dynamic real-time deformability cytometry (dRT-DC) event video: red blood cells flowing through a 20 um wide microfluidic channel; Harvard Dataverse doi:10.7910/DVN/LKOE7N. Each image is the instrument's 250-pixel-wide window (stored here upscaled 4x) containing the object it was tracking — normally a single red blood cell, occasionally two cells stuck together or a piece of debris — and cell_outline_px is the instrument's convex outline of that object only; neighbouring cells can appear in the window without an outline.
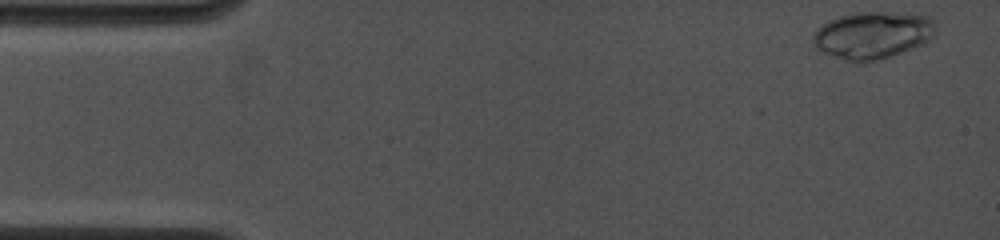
{"species": "common noctule bat (a hibernating species)", "species_latin": "Nyctalus noctula", "temperature_condition": "cold", "stored_images_in_passage": 21, "camera_frame_rate_fps": 4500, "um_per_image_px": 0.085, "animal": {"sex": "female", "body_mass_g": 19.0, "forearm_length_mm": 53.3}, "frame": {"image": 1, "passage_image": 1, "time_ms": 0.0, "image_size_px": [1000, 240], "cell_outline_px": [[936, 36], [924, 44], [876, 60], [844, 60], [824, 52], [816, 48], [812, 44], [812, 32], [828, 20], [840, 16], [856, 12], [896, 12], [932, 16], [936, 20]], "centroid_in_image_um": [74.22, 2.94], "position_along_channel_um": 10.8, "area_um2": 33.87}}
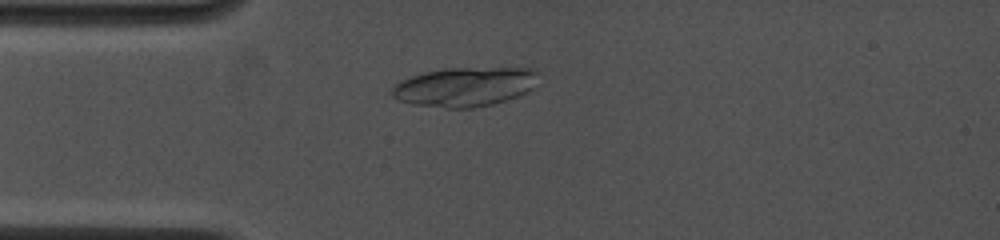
{"frame": {"image": 2, "passage_image": 17, "time_ms": 3.333, "image_size_px": [1000, 240], "cell_outline_px": [[540, 72], [528, 88], [524, 92], [516, 96], [492, 104], [472, 108], [448, 108], [412, 104], [400, 100], [392, 96], [392, 88], [400, 80], [424, 72], [444, 68], [532, 68]], "centroid_in_image_um": [39.45, 7.37], "position_along_channel_um": 45.6, "area_um2": 33.0}}